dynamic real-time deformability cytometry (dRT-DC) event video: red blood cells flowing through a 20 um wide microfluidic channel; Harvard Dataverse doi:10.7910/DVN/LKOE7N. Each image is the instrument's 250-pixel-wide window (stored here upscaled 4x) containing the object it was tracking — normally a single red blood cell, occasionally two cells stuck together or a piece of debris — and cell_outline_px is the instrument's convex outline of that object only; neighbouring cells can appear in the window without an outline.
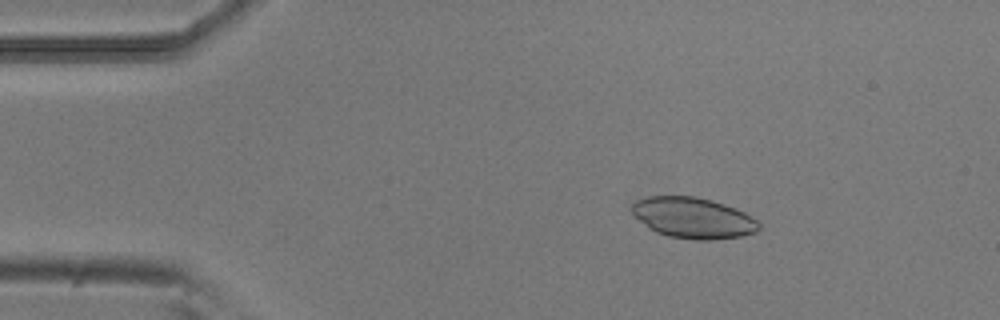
{"species": "common noctule bat (a hibernating species)", "species_latin": "Nyctalus noctula", "temperature_condition": "room temperature", "stored_images_in_passage": 52, "camera_frame_rate_fps": 3000, "um_per_image_px": 0.085, "animal": {"sex": "male", "body_mass_g": 20.5, "forearm_length_mm": 52.5}, "frame": {"image": 1, "passage_image": 8, "time_ms": 2.333, "image_size_px": [1000, 320], "cell_outline_px": [[760, 228], [756, 232], [740, 236], [712, 240], [696, 240], [668, 236], [656, 232], [648, 228], [632, 212], [632, 204], [636, 200], [648, 196], [696, 196], [712, 200], [724, 204], [744, 212], [756, 220], [760, 224]], "centroid_in_image_um": [58.91, 18.52], "position_along_channel_um": 26.1, "area_um2": 30.17}}
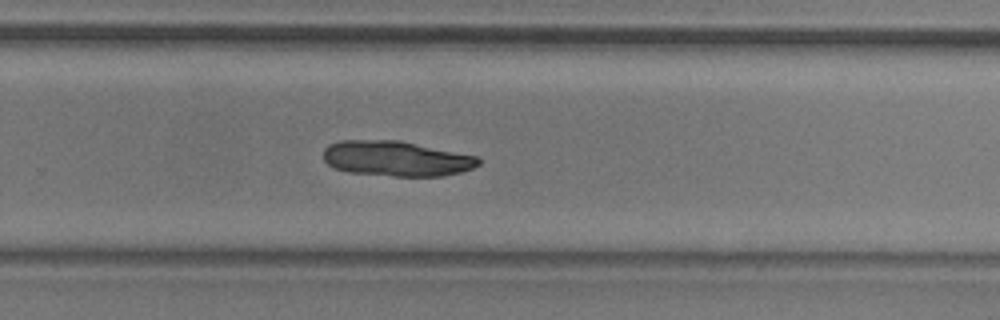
{"frame": {"image": 2, "passage_image": 34, "time_ms": 11.0, "image_size_px": [1000, 320], "cell_outline_px": [[480, 164], [472, 168], [460, 172], [440, 176], [392, 176], [348, 172], [336, 168], [328, 164], [324, 160], [324, 148], [328, 144], [340, 140], [400, 140], [480, 156]], "centroid_in_image_um": [33.71, 13.47], "position_along_channel_um": 296.1, "area_um2": 32.08}}
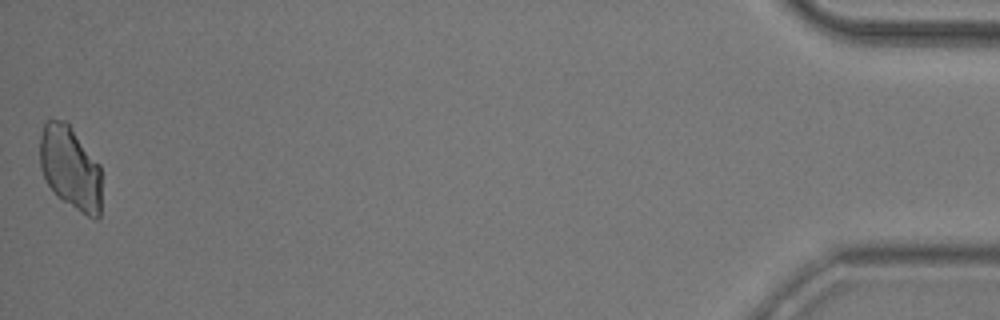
{"frame": {"image": 3, "passage_image": 52, "time_ms": 17.0, "image_size_px": [1000, 320], "cell_outline_px": [[100, 216], [96, 220], [80, 212], [56, 196], [48, 184], [40, 168], [40, 136], [44, 124], [48, 116], [64, 120], [68, 124], [100, 164]], "centroid_in_image_um": [5.96, 14.25], "position_along_channel_um": 429.2, "area_um2": 30.11}}